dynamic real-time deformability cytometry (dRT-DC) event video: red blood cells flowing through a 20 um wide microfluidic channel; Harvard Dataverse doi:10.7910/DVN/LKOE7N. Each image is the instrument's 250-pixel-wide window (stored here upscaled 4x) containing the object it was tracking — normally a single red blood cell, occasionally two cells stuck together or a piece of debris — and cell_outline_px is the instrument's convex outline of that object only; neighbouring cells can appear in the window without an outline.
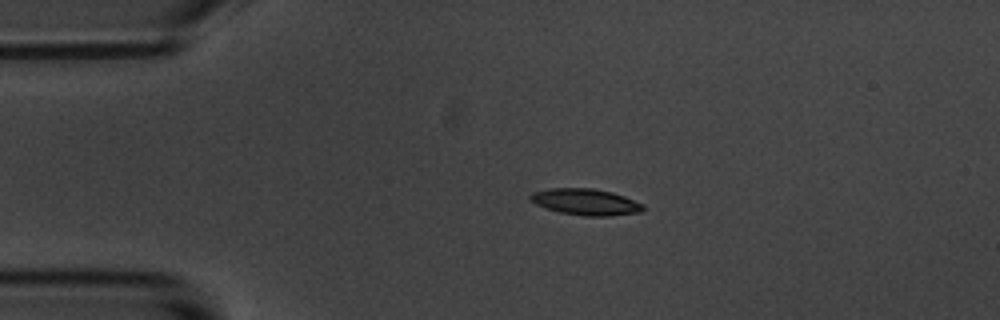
{"species": "common noctule bat (a hibernating species)", "species_latin": "Nyctalus noctula", "temperature_condition": "room temperature", "stored_images_in_passage": 14, "camera_frame_rate_fps": 3000, "um_per_image_px": 0.085, "animal": {"sex": "male", "body_mass_g": 20.1, "forearm_length_mm": 53.5}, "frame": {"image": 1, "passage_image": 3, "time_ms": 2.333, "image_size_px": [1000, 320], "cell_outline_px": [[644, 208], [640, 212], [608, 216], [584, 216], [560, 212], [536, 204], [528, 200], [528, 196], [532, 192], [552, 188], [592, 188], [612, 192], [624, 196], [644, 204]], "centroid_in_image_um": [49.77, 17.16], "position_along_channel_um": 35.2, "area_um2": 17.28}}
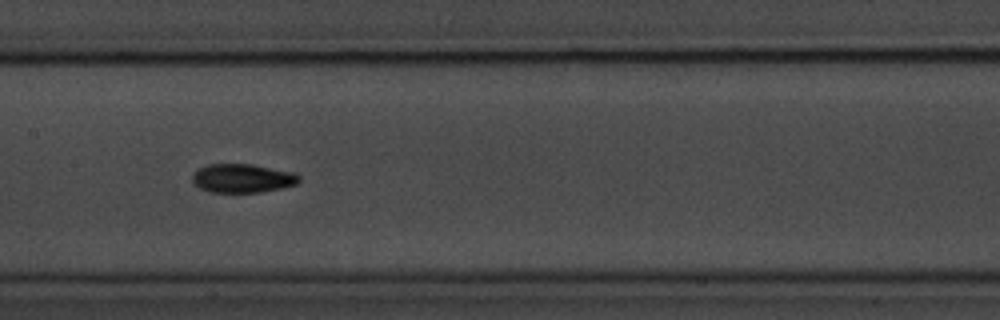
{"frame": {"image": 2, "passage_image": 7, "time_ms": 7.667, "image_size_px": [1000, 320], "cell_outline_px": [[300, 180], [296, 184], [280, 188], [260, 192], [212, 192], [200, 188], [192, 180], [192, 176], [196, 168], [208, 164], [252, 164], [292, 172], [300, 176]], "centroid_in_image_um": [20.58, 15.14], "position_along_channel_um": 186.8, "area_um2": 17.8}}
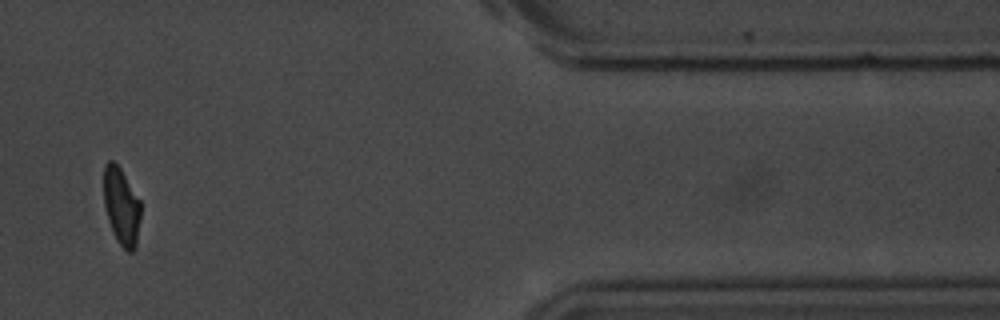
{"frame": {"image": 3, "passage_image": 13, "time_ms": 15.0, "image_size_px": [1000, 320], "cell_outline_px": [[140, 216], [136, 248], [132, 252], [128, 252], [116, 240], [108, 220], [104, 204], [104, 164], [108, 160], [112, 160], [120, 168], [140, 200]], "centroid_in_image_um": [10.32, 17.55], "position_along_channel_um": 401.1, "area_um2": 16.59}, "authors_computed_cell_mechanics": {"area_um2": 17.2244, "velocity_mm_per_s": 3.4934, "shape_relaxation_time_tau1_ms": 4.0663, "shape_relaxation_time_tau2_ms": 3.4121, "deformation_change_tau1": 0.1486, "deformation_change_tau2": 0.0743}}